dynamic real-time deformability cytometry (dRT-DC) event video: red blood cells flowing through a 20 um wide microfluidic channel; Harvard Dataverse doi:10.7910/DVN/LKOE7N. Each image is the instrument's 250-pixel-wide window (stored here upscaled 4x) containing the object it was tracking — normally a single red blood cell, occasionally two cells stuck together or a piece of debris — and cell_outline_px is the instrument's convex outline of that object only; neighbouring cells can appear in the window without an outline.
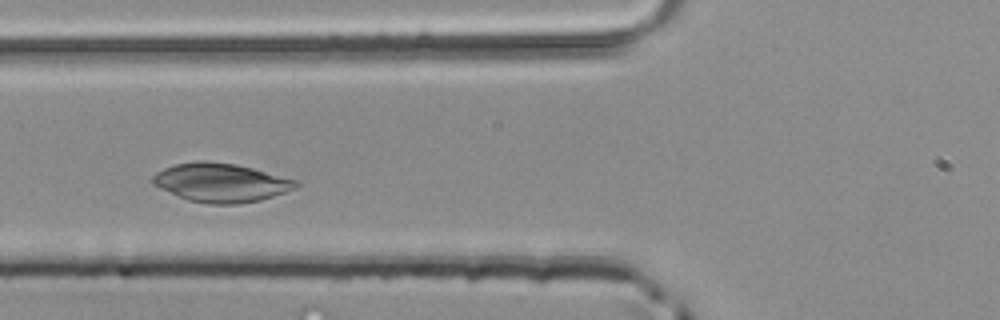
{"species": "common noctule bat (a hibernating species)", "species_latin": "Nyctalus noctula", "temperature_condition": "room temperature", "stored_images_in_passage": 36, "camera_frame_rate_fps": 3000, "um_per_image_px": 0.085, "animal": {"sex": "male", "body_mass_g": 20.4}, "frame": {"image": 1, "passage_image": 6, "time_ms": 1.667, "image_size_px": [1000, 320], "cell_outline_px": [[300, 184], [296, 188], [260, 200], [240, 204], [208, 204], [188, 200], [160, 188], [152, 184], [152, 176], [156, 172], [164, 168], [176, 164], [236, 164], [252, 168], [296, 180]], "centroid_in_image_um": [18.8, 15.57], "position_along_channel_um": 107.0, "area_um2": 31.27}}
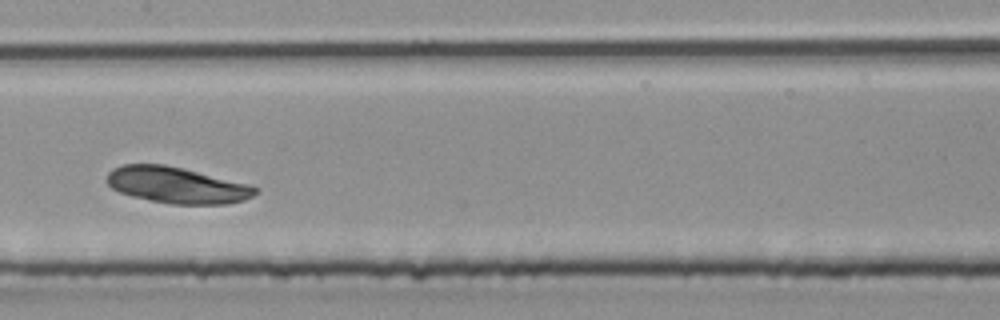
{"frame": {"image": 2, "passage_image": 12, "time_ms": 3.667, "image_size_px": [1000, 320], "cell_outline_px": [[260, 192], [244, 200], [228, 204], [172, 204], [132, 196], [120, 192], [112, 188], [104, 180], [108, 172], [112, 168], [120, 164], [164, 164], [184, 168], [248, 184], [260, 188]], "centroid_in_image_um": [15.02, 15.72], "position_along_channel_um": 192.4, "area_um2": 31.56}}
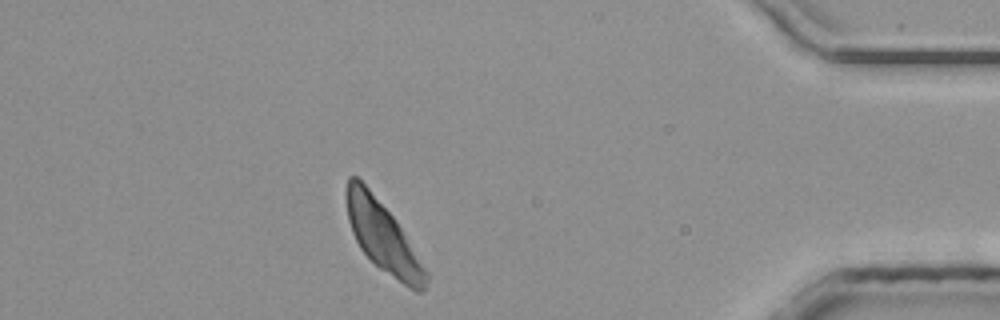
{"frame": {"image": 3, "passage_image": 30, "time_ms": 9.667, "image_size_px": [1000, 320], "cell_outline_px": [[428, 280], [424, 292], [416, 292], [408, 288], [380, 268], [360, 248], [352, 232], [348, 220], [344, 200], [344, 192], [348, 176], [356, 176], [368, 188], [396, 220], [428, 272]], "centroid_in_image_um": [32.52, 20.12], "position_along_channel_um": 402.7, "area_um2": 32.48}}